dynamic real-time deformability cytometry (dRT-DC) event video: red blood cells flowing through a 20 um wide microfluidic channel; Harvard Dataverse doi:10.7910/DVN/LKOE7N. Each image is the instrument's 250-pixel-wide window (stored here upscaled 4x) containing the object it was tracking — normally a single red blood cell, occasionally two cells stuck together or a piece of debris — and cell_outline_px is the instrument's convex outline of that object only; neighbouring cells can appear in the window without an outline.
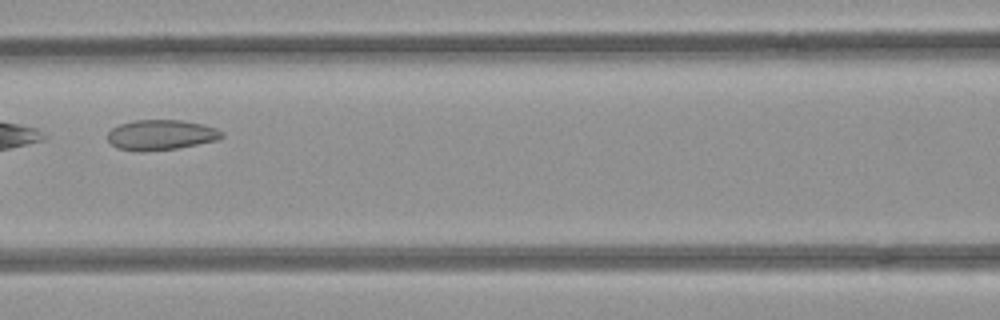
{"species": "common noctule bat (a hibernating species)", "species_latin": "Nyctalus noctula", "temperature_condition": "room temperature", "stored_images_in_passage": 3, "camera_frame_rate_fps": 3000, "um_per_image_px": 0.085, "animal": {"sex": "female", "body_mass_g": 21.9}, "frame": {"image": 1, "passage_image": 3, "time_ms": 0.667, "image_size_px": [1000, 320], "cell_outline_px": [[224, 136], [216, 140], [176, 148], [140, 152], [116, 148], [108, 140], [108, 132], [112, 128], [120, 124], [136, 120], [180, 120], [200, 124], [216, 128], [224, 132]], "centroid_in_image_um": [13.66, 11.47], "position_along_channel_um": 152.9, "area_um2": 19.94}}